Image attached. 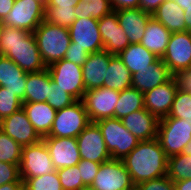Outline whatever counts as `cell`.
<instances>
[{
  "label": "cell",
  "mask_w": 191,
  "mask_h": 190,
  "mask_svg": "<svg viewBox=\"0 0 191 190\" xmlns=\"http://www.w3.org/2000/svg\"><path fill=\"white\" fill-rule=\"evenodd\" d=\"M136 187L139 190H176L174 182L171 181L167 175L141 182Z\"/></svg>",
  "instance_id": "cell-42"
},
{
  "label": "cell",
  "mask_w": 191,
  "mask_h": 190,
  "mask_svg": "<svg viewBox=\"0 0 191 190\" xmlns=\"http://www.w3.org/2000/svg\"><path fill=\"white\" fill-rule=\"evenodd\" d=\"M77 165L83 184L85 186L92 185L101 163L81 159Z\"/></svg>",
  "instance_id": "cell-40"
},
{
  "label": "cell",
  "mask_w": 191,
  "mask_h": 190,
  "mask_svg": "<svg viewBox=\"0 0 191 190\" xmlns=\"http://www.w3.org/2000/svg\"><path fill=\"white\" fill-rule=\"evenodd\" d=\"M89 54L90 53L87 52L85 48H79L78 46H75L73 42H71L64 59L82 66L86 62Z\"/></svg>",
  "instance_id": "cell-43"
},
{
  "label": "cell",
  "mask_w": 191,
  "mask_h": 190,
  "mask_svg": "<svg viewBox=\"0 0 191 190\" xmlns=\"http://www.w3.org/2000/svg\"><path fill=\"white\" fill-rule=\"evenodd\" d=\"M120 91L100 87L85 91L82 99L90 122L115 117V107Z\"/></svg>",
  "instance_id": "cell-9"
},
{
  "label": "cell",
  "mask_w": 191,
  "mask_h": 190,
  "mask_svg": "<svg viewBox=\"0 0 191 190\" xmlns=\"http://www.w3.org/2000/svg\"><path fill=\"white\" fill-rule=\"evenodd\" d=\"M82 190H96V189L90 185V186H85Z\"/></svg>",
  "instance_id": "cell-54"
},
{
  "label": "cell",
  "mask_w": 191,
  "mask_h": 190,
  "mask_svg": "<svg viewBox=\"0 0 191 190\" xmlns=\"http://www.w3.org/2000/svg\"><path fill=\"white\" fill-rule=\"evenodd\" d=\"M157 139L167 157L181 154L191 141V123L170 116L159 119Z\"/></svg>",
  "instance_id": "cell-6"
},
{
  "label": "cell",
  "mask_w": 191,
  "mask_h": 190,
  "mask_svg": "<svg viewBox=\"0 0 191 190\" xmlns=\"http://www.w3.org/2000/svg\"><path fill=\"white\" fill-rule=\"evenodd\" d=\"M0 190H24V183L14 182L0 185Z\"/></svg>",
  "instance_id": "cell-49"
},
{
  "label": "cell",
  "mask_w": 191,
  "mask_h": 190,
  "mask_svg": "<svg viewBox=\"0 0 191 190\" xmlns=\"http://www.w3.org/2000/svg\"><path fill=\"white\" fill-rule=\"evenodd\" d=\"M144 102V93L133 87L120 91L115 107V118L122 119L134 111L144 109Z\"/></svg>",
  "instance_id": "cell-30"
},
{
  "label": "cell",
  "mask_w": 191,
  "mask_h": 190,
  "mask_svg": "<svg viewBox=\"0 0 191 190\" xmlns=\"http://www.w3.org/2000/svg\"><path fill=\"white\" fill-rule=\"evenodd\" d=\"M45 18V5L38 0H15L11 11L1 21L14 28L34 32Z\"/></svg>",
  "instance_id": "cell-8"
},
{
  "label": "cell",
  "mask_w": 191,
  "mask_h": 190,
  "mask_svg": "<svg viewBox=\"0 0 191 190\" xmlns=\"http://www.w3.org/2000/svg\"><path fill=\"white\" fill-rule=\"evenodd\" d=\"M74 9L75 8L45 6L44 20L69 29L76 20Z\"/></svg>",
  "instance_id": "cell-36"
},
{
  "label": "cell",
  "mask_w": 191,
  "mask_h": 190,
  "mask_svg": "<svg viewBox=\"0 0 191 190\" xmlns=\"http://www.w3.org/2000/svg\"><path fill=\"white\" fill-rule=\"evenodd\" d=\"M14 182H23L19 175V166L0 162V185Z\"/></svg>",
  "instance_id": "cell-41"
},
{
  "label": "cell",
  "mask_w": 191,
  "mask_h": 190,
  "mask_svg": "<svg viewBox=\"0 0 191 190\" xmlns=\"http://www.w3.org/2000/svg\"><path fill=\"white\" fill-rule=\"evenodd\" d=\"M103 86L117 91L132 87V74L117 55L110 59Z\"/></svg>",
  "instance_id": "cell-29"
},
{
  "label": "cell",
  "mask_w": 191,
  "mask_h": 190,
  "mask_svg": "<svg viewBox=\"0 0 191 190\" xmlns=\"http://www.w3.org/2000/svg\"><path fill=\"white\" fill-rule=\"evenodd\" d=\"M170 117L184 119L186 122L191 123V93L182 89H177L172 104Z\"/></svg>",
  "instance_id": "cell-35"
},
{
  "label": "cell",
  "mask_w": 191,
  "mask_h": 190,
  "mask_svg": "<svg viewBox=\"0 0 191 190\" xmlns=\"http://www.w3.org/2000/svg\"><path fill=\"white\" fill-rule=\"evenodd\" d=\"M22 108V101L12 92L0 86V119H4Z\"/></svg>",
  "instance_id": "cell-39"
},
{
  "label": "cell",
  "mask_w": 191,
  "mask_h": 190,
  "mask_svg": "<svg viewBox=\"0 0 191 190\" xmlns=\"http://www.w3.org/2000/svg\"><path fill=\"white\" fill-rule=\"evenodd\" d=\"M176 190H191V179L174 182Z\"/></svg>",
  "instance_id": "cell-50"
},
{
  "label": "cell",
  "mask_w": 191,
  "mask_h": 190,
  "mask_svg": "<svg viewBox=\"0 0 191 190\" xmlns=\"http://www.w3.org/2000/svg\"><path fill=\"white\" fill-rule=\"evenodd\" d=\"M113 56L105 50L89 54L82 65L83 83L86 90L103 87L109 62Z\"/></svg>",
  "instance_id": "cell-19"
},
{
  "label": "cell",
  "mask_w": 191,
  "mask_h": 190,
  "mask_svg": "<svg viewBox=\"0 0 191 190\" xmlns=\"http://www.w3.org/2000/svg\"><path fill=\"white\" fill-rule=\"evenodd\" d=\"M185 24L188 32H191V6L184 10Z\"/></svg>",
  "instance_id": "cell-51"
},
{
  "label": "cell",
  "mask_w": 191,
  "mask_h": 190,
  "mask_svg": "<svg viewBox=\"0 0 191 190\" xmlns=\"http://www.w3.org/2000/svg\"><path fill=\"white\" fill-rule=\"evenodd\" d=\"M171 33L186 32L184 10L173 0H166L152 15Z\"/></svg>",
  "instance_id": "cell-26"
},
{
  "label": "cell",
  "mask_w": 191,
  "mask_h": 190,
  "mask_svg": "<svg viewBox=\"0 0 191 190\" xmlns=\"http://www.w3.org/2000/svg\"><path fill=\"white\" fill-rule=\"evenodd\" d=\"M133 75L144 68H148L158 57L147 50L141 43L128 45L117 55Z\"/></svg>",
  "instance_id": "cell-27"
},
{
  "label": "cell",
  "mask_w": 191,
  "mask_h": 190,
  "mask_svg": "<svg viewBox=\"0 0 191 190\" xmlns=\"http://www.w3.org/2000/svg\"><path fill=\"white\" fill-rule=\"evenodd\" d=\"M24 190H63L57 171L34 178H21Z\"/></svg>",
  "instance_id": "cell-34"
},
{
  "label": "cell",
  "mask_w": 191,
  "mask_h": 190,
  "mask_svg": "<svg viewBox=\"0 0 191 190\" xmlns=\"http://www.w3.org/2000/svg\"><path fill=\"white\" fill-rule=\"evenodd\" d=\"M0 53L27 73L39 72L47 68L33 32L3 24L0 33Z\"/></svg>",
  "instance_id": "cell-1"
},
{
  "label": "cell",
  "mask_w": 191,
  "mask_h": 190,
  "mask_svg": "<svg viewBox=\"0 0 191 190\" xmlns=\"http://www.w3.org/2000/svg\"><path fill=\"white\" fill-rule=\"evenodd\" d=\"M90 123L83 101L76 100L71 105L56 111L52 128L47 136L77 138Z\"/></svg>",
  "instance_id": "cell-5"
},
{
  "label": "cell",
  "mask_w": 191,
  "mask_h": 190,
  "mask_svg": "<svg viewBox=\"0 0 191 190\" xmlns=\"http://www.w3.org/2000/svg\"><path fill=\"white\" fill-rule=\"evenodd\" d=\"M122 162L136 186L167 175L168 157L157 138L140 141Z\"/></svg>",
  "instance_id": "cell-2"
},
{
  "label": "cell",
  "mask_w": 191,
  "mask_h": 190,
  "mask_svg": "<svg viewBox=\"0 0 191 190\" xmlns=\"http://www.w3.org/2000/svg\"><path fill=\"white\" fill-rule=\"evenodd\" d=\"M71 42L89 53L103 50L98 20L92 17L76 19L69 28Z\"/></svg>",
  "instance_id": "cell-15"
},
{
  "label": "cell",
  "mask_w": 191,
  "mask_h": 190,
  "mask_svg": "<svg viewBox=\"0 0 191 190\" xmlns=\"http://www.w3.org/2000/svg\"><path fill=\"white\" fill-rule=\"evenodd\" d=\"M174 77L179 89L191 93V67L177 72Z\"/></svg>",
  "instance_id": "cell-44"
},
{
  "label": "cell",
  "mask_w": 191,
  "mask_h": 190,
  "mask_svg": "<svg viewBox=\"0 0 191 190\" xmlns=\"http://www.w3.org/2000/svg\"><path fill=\"white\" fill-rule=\"evenodd\" d=\"M115 12L118 23L126 32L130 44L140 43L152 14L141 8L121 9Z\"/></svg>",
  "instance_id": "cell-21"
},
{
  "label": "cell",
  "mask_w": 191,
  "mask_h": 190,
  "mask_svg": "<svg viewBox=\"0 0 191 190\" xmlns=\"http://www.w3.org/2000/svg\"><path fill=\"white\" fill-rule=\"evenodd\" d=\"M1 130L22 147L36 144L42 140L23 108L2 119Z\"/></svg>",
  "instance_id": "cell-16"
},
{
  "label": "cell",
  "mask_w": 191,
  "mask_h": 190,
  "mask_svg": "<svg viewBox=\"0 0 191 190\" xmlns=\"http://www.w3.org/2000/svg\"><path fill=\"white\" fill-rule=\"evenodd\" d=\"M95 123L102 132L111 159H124L140 142L125 128L121 119L111 117Z\"/></svg>",
  "instance_id": "cell-4"
},
{
  "label": "cell",
  "mask_w": 191,
  "mask_h": 190,
  "mask_svg": "<svg viewBox=\"0 0 191 190\" xmlns=\"http://www.w3.org/2000/svg\"><path fill=\"white\" fill-rule=\"evenodd\" d=\"M74 11L76 19L92 17L99 20L109 14L112 9L110 0H80Z\"/></svg>",
  "instance_id": "cell-31"
},
{
  "label": "cell",
  "mask_w": 191,
  "mask_h": 190,
  "mask_svg": "<svg viewBox=\"0 0 191 190\" xmlns=\"http://www.w3.org/2000/svg\"><path fill=\"white\" fill-rule=\"evenodd\" d=\"M165 1L166 0H140L139 8L153 15L158 7Z\"/></svg>",
  "instance_id": "cell-46"
},
{
  "label": "cell",
  "mask_w": 191,
  "mask_h": 190,
  "mask_svg": "<svg viewBox=\"0 0 191 190\" xmlns=\"http://www.w3.org/2000/svg\"><path fill=\"white\" fill-rule=\"evenodd\" d=\"M47 69L57 86L70 94L75 100L83 99L86 89L83 83L82 66L61 59L48 66Z\"/></svg>",
  "instance_id": "cell-7"
},
{
  "label": "cell",
  "mask_w": 191,
  "mask_h": 190,
  "mask_svg": "<svg viewBox=\"0 0 191 190\" xmlns=\"http://www.w3.org/2000/svg\"><path fill=\"white\" fill-rule=\"evenodd\" d=\"M27 72L11 59L0 56V86L15 94L24 103Z\"/></svg>",
  "instance_id": "cell-23"
},
{
  "label": "cell",
  "mask_w": 191,
  "mask_h": 190,
  "mask_svg": "<svg viewBox=\"0 0 191 190\" xmlns=\"http://www.w3.org/2000/svg\"><path fill=\"white\" fill-rule=\"evenodd\" d=\"M55 170L49 150L43 140L23 147L19 165L20 178H34Z\"/></svg>",
  "instance_id": "cell-11"
},
{
  "label": "cell",
  "mask_w": 191,
  "mask_h": 190,
  "mask_svg": "<svg viewBox=\"0 0 191 190\" xmlns=\"http://www.w3.org/2000/svg\"><path fill=\"white\" fill-rule=\"evenodd\" d=\"M175 3H177L182 10L187 9V7L191 6V0H173Z\"/></svg>",
  "instance_id": "cell-52"
},
{
  "label": "cell",
  "mask_w": 191,
  "mask_h": 190,
  "mask_svg": "<svg viewBox=\"0 0 191 190\" xmlns=\"http://www.w3.org/2000/svg\"><path fill=\"white\" fill-rule=\"evenodd\" d=\"M173 76L165 62L158 58L148 68L132 75V87L145 93L169 81Z\"/></svg>",
  "instance_id": "cell-22"
},
{
  "label": "cell",
  "mask_w": 191,
  "mask_h": 190,
  "mask_svg": "<svg viewBox=\"0 0 191 190\" xmlns=\"http://www.w3.org/2000/svg\"><path fill=\"white\" fill-rule=\"evenodd\" d=\"M38 1L42 2L44 5H46L47 3V0H38Z\"/></svg>",
  "instance_id": "cell-55"
},
{
  "label": "cell",
  "mask_w": 191,
  "mask_h": 190,
  "mask_svg": "<svg viewBox=\"0 0 191 190\" xmlns=\"http://www.w3.org/2000/svg\"><path fill=\"white\" fill-rule=\"evenodd\" d=\"M23 147L0 130V162L20 165Z\"/></svg>",
  "instance_id": "cell-33"
},
{
  "label": "cell",
  "mask_w": 191,
  "mask_h": 190,
  "mask_svg": "<svg viewBox=\"0 0 191 190\" xmlns=\"http://www.w3.org/2000/svg\"><path fill=\"white\" fill-rule=\"evenodd\" d=\"M42 140L49 150L52 164L56 170L73 167L81 160L76 138L45 136Z\"/></svg>",
  "instance_id": "cell-14"
},
{
  "label": "cell",
  "mask_w": 191,
  "mask_h": 190,
  "mask_svg": "<svg viewBox=\"0 0 191 190\" xmlns=\"http://www.w3.org/2000/svg\"><path fill=\"white\" fill-rule=\"evenodd\" d=\"M76 100L63 89L56 85L50 77V87L48 92L47 103L56 111L71 105Z\"/></svg>",
  "instance_id": "cell-38"
},
{
  "label": "cell",
  "mask_w": 191,
  "mask_h": 190,
  "mask_svg": "<svg viewBox=\"0 0 191 190\" xmlns=\"http://www.w3.org/2000/svg\"><path fill=\"white\" fill-rule=\"evenodd\" d=\"M140 0H110L112 11L139 8Z\"/></svg>",
  "instance_id": "cell-45"
},
{
  "label": "cell",
  "mask_w": 191,
  "mask_h": 190,
  "mask_svg": "<svg viewBox=\"0 0 191 190\" xmlns=\"http://www.w3.org/2000/svg\"><path fill=\"white\" fill-rule=\"evenodd\" d=\"M167 176L173 182L191 179V155L177 154L168 157Z\"/></svg>",
  "instance_id": "cell-32"
},
{
  "label": "cell",
  "mask_w": 191,
  "mask_h": 190,
  "mask_svg": "<svg viewBox=\"0 0 191 190\" xmlns=\"http://www.w3.org/2000/svg\"><path fill=\"white\" fill-rule=\"evenodd\" d=\"M80 0H47L45 6L75 8Z\"/></svg>",
  "instance_id": "cell-47"
},
{
  "label": "cell",
  "mask_w": 191,
  "mask_h": 190,
  "mask_svg": "<svg viewBox=\"0 0 191 190\" xmlns=\"http://www.w3.org/2000/svg\"><path fill=\"white\" fill-rule=\"evenodd\" d=\"M162 60L170 72H177L191 67V32L171 33L169 43Z\"/></svg>",
  "instance_id": "cell-12"
},
{
  "label": "cell",
  "mask_w": 191,
  "mask_h": 190,
  "mask_svg": "<svg viewBox=\"0 0 191 190\" xmlns=\"http://www.w3.org/2000/svg\"><path fill=\"white\" fill-rule=\"evenodd\" d=\"M56 171L63 190H82L85 187L79 174L78 165L60 168Z\"/></svg>",
  "instance_id": "cell-37"
},
{
  "label": "cell",
  "mask_w": 191,
  "mask_h": 190,
  "mask_svg": "<svg viewBox=\"0 0 191 190\" xmlns=\"http://www.w3.org/2000/svg\"><path fill=\"white\" fill-rule=\"evenodd\" d=\"M50 87L48 69L27 73L24 103L47 102Z\"/></svg>",
  "instance_id": "cell-28"
},
{
  "label": "cell",
  "mask_w": 191,
  "mask_h": 190,
  "mask_svg": "<svg viewBox=\"0 0 191 190\" xmlns=\"http://www.w3.org/2000/svg\"><path fill=\"white\" fill-rule=\"evenodd\" d=\"M96 190H132L136 187L122 160L102 162L91 185Z\"/></svg>",
  "instance_id": "cell-10"
},
{
  "label": "cell",
  "mask_w": 191,
  "mask_h": 190,
  "mask_svg": "<svg viewBox=\"0 0 191 190\" xmlns=\"http://www.w3.org/2000/svg\"><path fill=\"white\" fill-rule=\"evenodd\" d=\"M121 121L139 141L157 138L159 119L145 108L128 114Z\"/></svg>",
  "instance_id": "cell-20"
},
{
  "label": "cell",
  "mask_w": 191,
  "mask_h": 190,
  "mask_svg": "<svg viewBox=\"0 0 191 190\" xmlns=\"http://www.w3.org/2000/svg\"><path fill=\"white\" fill-rule=\"evenodd\" d=\"M177 89V81L173 76L164 84L144 93V108L158 119L168 116Z\"/></svg>",
  "instance_id": "cell-17"
},
{
  "label": "cell",
  "mask_w": 191,
  "mask_h": 190,
  "mask_svg": "<svg viewBox=\"0 0 191 190\" xmlns=\"http://www.w3.org/2000/svg\"><path fill=\"white\" fill-rule=\"evenodd\" d=\"M181 154L191 155V141H189L188 144L183 147Z\"/></svg>",
  "instance_id": "cell-53"
},
{
  "label": "cell",
  "mask_w": 191,
  "mask_h": 190,
  "mask_svg": "<svg viewBox=\"0 0 191 190\" xmlns=\"http://www.w3.org/2000/svg\"><path fill=\"white\" fill-rule=\"evenodd\" d=\"M2 27H3V24H2V22L0 20V33H1V30H2Z\"/></svg>",
  "instance_id": "cell-56"
},
{
  "label": "cell",
  "mask_w": 191,
  "mask_h": 190,
  "mask_svg": "<svg viewBox=\"0 0 191 190\" xmlns=\"http://www.w3.org/2000/svg\"><path fill=\"white\" fill-rule=\"evenodd\" d=\"M22 108L37 133L42 138L47 136L52 128L56 110L47 102L22 103Z\"/></svg>",
  "instance_id": "cell-24"
},
{
  "label": "cell",
  "mask_w": 191,
  "mask_h": 190,
  "mask_svg": "<svg viewBox=\"0 0 191 190\" xmlns=\"http://www.w3.org/2000/svg\"><path fill=\"white\" fill-rule=\"evenodd\" d=\"M33 33L46 67L64 59L71 43L68 28L43 20Z\"/></svg>",
  "instance_id": "cell-3"
},
{
  "label": "cell",
  "mask_w": 191,
  "mask_h": 190,
  "mask_svg": "<svg viewBox=\"0 0 191 190\" xmlns=\"http://www.w3.org/2000/svg\"><path fill=\"white\" fill-rule=\"evenodd\" d=\"M15 0H0V20L8 15L11 11Z\"/></svg>",
  "instance_id": "cell-48"
},
{
  "label": "cell",
  "mask_w": 191,
  "mask_h": 190,
  "mask_svg": "<svg viewBox=\"0 0 191 190\" xmlns=\"http://www.w3.org/2000/svg\"><path fill=\"white\" fill-rule=\"evenodd\" d=\"M80 158L102 163L111 159L98 125L91 122L76 138Z\"/></svg>",
  "instance_id": "cell-13"
},
{
  "label": "cell",
  "mask_w": 191,
  "mask_h": 190,
  "mask_svg": "<svg viewBox=\"0 0 191 190\" xmlns=\"http://www.w3.org/2000/svg\"><path fill=\"white\" fill-rule=\"evenodd\" d=\"M98 28L103 41V50L113 55H118L130 45L126 32L118 23L115 11H111L100 18L98 20Z\"/></svg>",
  "instance_id": "cell-18"
},
{
  "label": "cell",
  "mask_w": 191,
  "mask_h": 190,
  "mask_svg": "<svg viewBox=\"0 0 191 190\" xmlns=\"http://www.w3.org/2000/svg\"><path fill=\"white\" fill-rule=\"evenodd\" d=\"M170 36L171 32L152 16L147 23L144 36L140 43L156 57L162 59L166 52Z\"/></svg>",
  "instance_id": "cell-25"
}]
</instances>
